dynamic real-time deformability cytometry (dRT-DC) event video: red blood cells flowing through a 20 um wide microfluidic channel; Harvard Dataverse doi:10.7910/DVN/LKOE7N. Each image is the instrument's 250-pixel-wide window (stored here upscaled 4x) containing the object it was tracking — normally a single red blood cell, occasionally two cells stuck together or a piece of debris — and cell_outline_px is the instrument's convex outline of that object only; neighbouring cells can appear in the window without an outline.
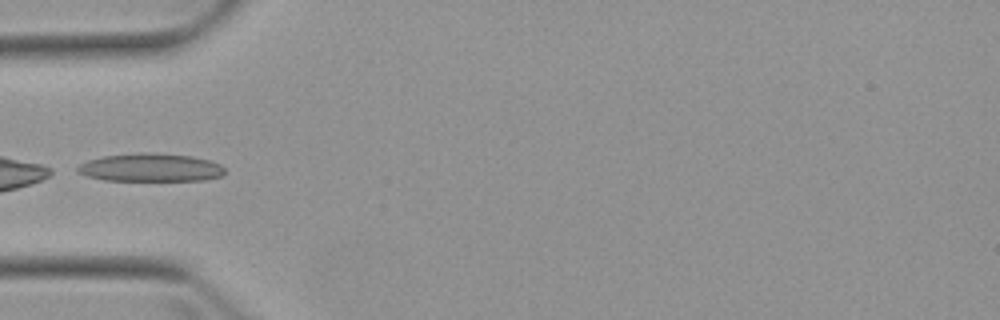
{"species": "Egyptian fruit bat (a non-hibernating species)", "species_latin": "Rousettus aegyptiacus", "temperature_condition": "warm", "stored_images_in_passage": 3, "camera_frame_rate_fps": 3000, "um_per_image_px": 0.085, "animal": {"sex": "female"}, "frame": {"image": 1, "passage_image": 3, "time_ms": 3.333, "image_size_px": [1000, 320], "cell_outline_px": [[224, 176], [204, 180], [104, 180], [88, 176], [76, 172], [76, 168], [80, 164], [88, 160], [100, 156], [140, 152], [148, 152], [192, 156], [208, 160], [220, 164], [224, 168]], "centroid_in_image_um": [12.78, 14.23], "position_along_channel_um": 72.2, "area_um2": 24.22}}